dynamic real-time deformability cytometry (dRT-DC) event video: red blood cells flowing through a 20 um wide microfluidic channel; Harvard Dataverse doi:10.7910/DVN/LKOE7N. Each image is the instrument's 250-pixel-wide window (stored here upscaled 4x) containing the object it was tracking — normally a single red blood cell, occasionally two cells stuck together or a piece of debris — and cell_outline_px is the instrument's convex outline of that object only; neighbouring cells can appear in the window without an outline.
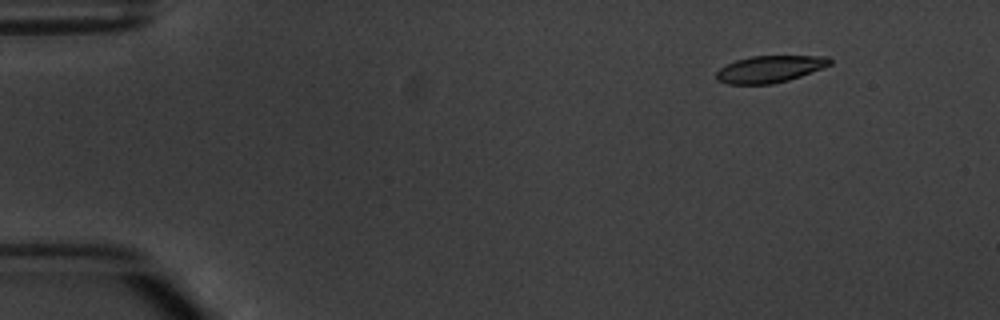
{"species": "common noctule bat (a hibernating species)", "species_latin": "Nyctalus noctula", "temperature_condition": "warm", "stored_images_in_passage": 5, "camera_frame_rate_fps": 3000, "um_per_image_px": 0.085, "animal": {"sex": "male", "body_mass_g": 20.1, "forearm_length_mm": 53.5}, "frame": {"image": 1, "passage_image": 2, "time_ms": 1.333, "image_size_px": [1000, 320], "cell_outline_px": [[832, 64], [800, 76], [788, 80], [772, 84], [728, 84], [716, 80], [716, 72], [720, 68], [736, 60], [752, 56], [828, 56], [832, 60]], "centroid_in_image_um": [65.42, 5.87], "position_along_channel_um": 19.6, "area_um2": 17.69}}
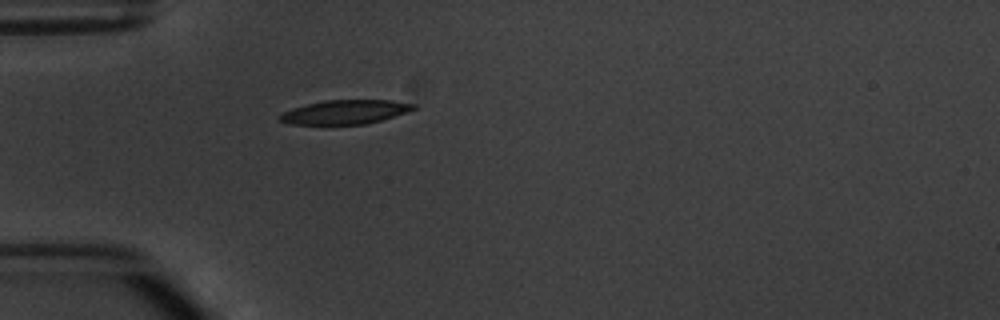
{"frame": {"image": 2, "passage_image": 5, "time_ms": 4.667, "image_size_px": [1000, 320], "cell_outline_px": [[416, 108], [408, 112], [380, 120], [364, 124], [288, 124], [280, 120], [276, 116], [280, 112], [292, 108], [324, 100], [392, 100], [416, 104]], "centroid_in_image_um": [29.3, 9.51], "position_along_channel_um": 55.7, "area_um2": 18.79}}